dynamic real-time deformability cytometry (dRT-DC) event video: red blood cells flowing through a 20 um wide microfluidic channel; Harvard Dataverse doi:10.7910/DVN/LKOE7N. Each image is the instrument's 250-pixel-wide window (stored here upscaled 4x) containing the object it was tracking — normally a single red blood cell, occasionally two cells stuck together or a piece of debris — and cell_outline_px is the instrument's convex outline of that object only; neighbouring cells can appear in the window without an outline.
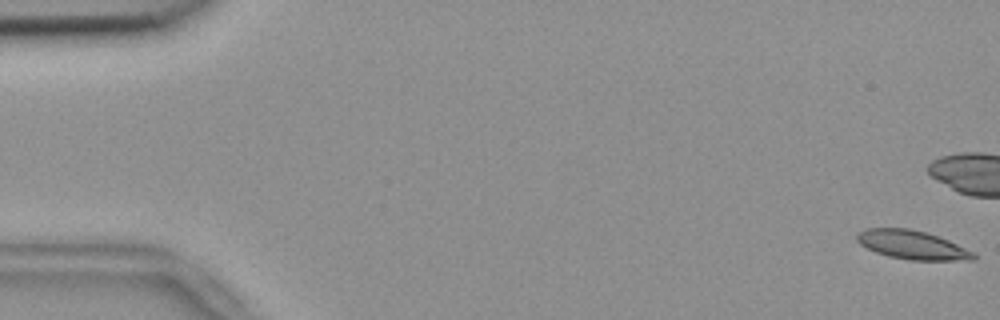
{"species": "common noctule bat (a hibernating species)", "species_latin": "Nyctalus noctula", "temperature_condition": "room temperature", "stored_images_in_passage": 56, "camera_frame_rate_fps": 3000, "um_per_image_px": 0.085, "animal": {"sex": "female", "body_mass_g": 18.4}, "frame": {"image": 1, "passage_image": 1, "time_ms": 0.0, "image_size_px": [1000, 320], "cell_outline_px": [[976, 260], [912, 260], [888, 256], [876, 252], [860, 244], [856, 240], [856, 232], [864, 228], [908, 228], [924, 232], [948, 240], [976, 252]], "centroid_in_image_um": [77.54, 20.81], "position_along_channel_um": 7.5, "area_um2": 19.59}}
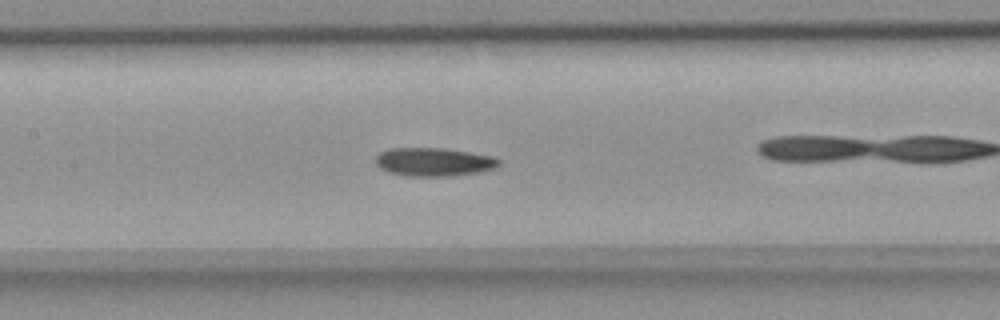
{"frame": {"image": 2, "passage_image": 26, "time_ms": 8.333, "image_size_px": [1000, 320], "cell_outline_px": [[500, 164], [492, 168], [480, 172], [448, 176], [408, 176], [388, 172], [380, 168], [376, 164], [376, 156], [380, 152], [392, 148], [444, 148], [492, 156], [500, 160]], "centroid_in_image_um": [36.85, 13.76], "position_along_channel_um": 170.6, "area_um2": 20.29}}
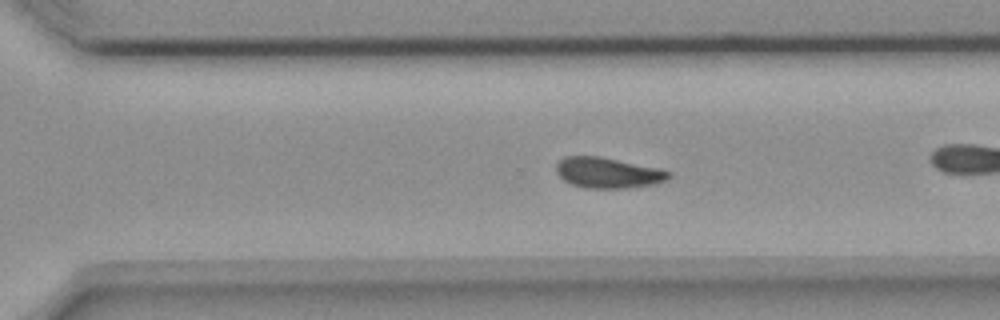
{"frame": {"image": 3, "passage_image": 38, "time_ms": 12.333, "image_size_px": [1000, 320], "cell_outline_px": [[672, 176], [668, 180], [656, 184], [624, 188], [584, 188], [572, 184], [564, 180], [556, 172], [556, 164], [564, 156], [600, 156], [660, 168], [672, 172]], "centroid_in_image_um": [51.71, 14.68], "position_along_channel_um": 318.9, "area_um2": 20.29}, "authors_computed_cell_mechanics": {"area_um2": 19.9988, "velocity_mm_per_s": 3.7125, "shape_relaxation_time_tau1_ms": 11.0674, "shape_relaxation_time_tau2_ms": 7.1399, "deformation_change_tau1": 0.1887, "deformation_change_tau2": 0.1281}}